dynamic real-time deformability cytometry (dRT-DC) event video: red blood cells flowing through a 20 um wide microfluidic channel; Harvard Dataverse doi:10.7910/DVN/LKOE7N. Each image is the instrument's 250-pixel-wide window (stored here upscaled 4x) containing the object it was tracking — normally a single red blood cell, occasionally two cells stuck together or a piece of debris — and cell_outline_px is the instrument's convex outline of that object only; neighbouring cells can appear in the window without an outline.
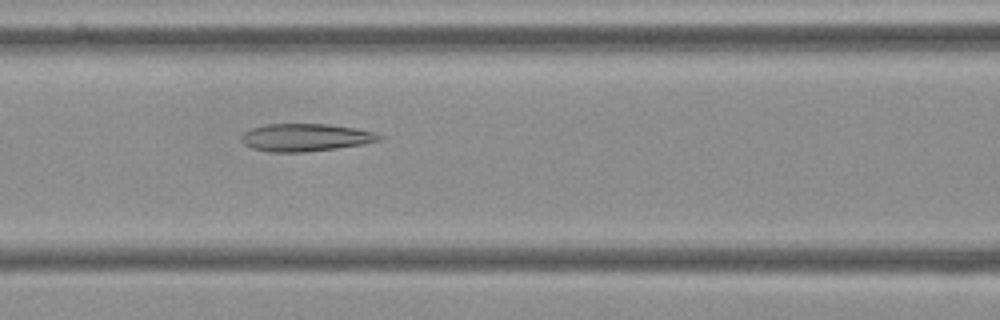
{"species": "Egyptian fruit bat (a non-hibernating species)", "species_latin": "Rousettus aegyptiacus", "temperature_condition": "cold", "stored_images_in_passage": 42, "camera_frame_rate_fps": 3000, "um_per_image_px": 0.085, "frame": {"image": 1, "passage_image": 17, "time_ms": 5.333, "image_size_px": [1000, 320], "cell_outline_px": [[384, 140], [364, 144], [336, 148], [304, 152], [272, 152], [252, 148], [244, 144], [240, 140], [240, 136], [244, 132], [252, 128], [264, 124], [328, 124], [356, 128], [376, 132], [384, 136]], "centroid_in_image_um": [26.01, 11.68], "position_along_channel_um": 140.6, "area_um2": 22.43}}
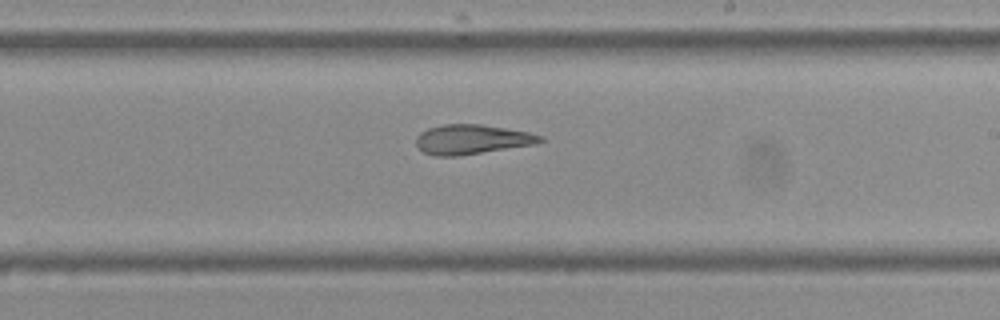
{"frame": {"image": 2, "passage_image": 26, "time_ms": 8.333, "image_size_px": [1000, 320], "cell_outline_px": [[548, 140], [536, 144], [460, 156], [436, 156], [424, 152], [416, 144], [416, 136], [420, 132], [428, 128], [444, 124], [480, 124], [528, 132], [544, 136]], "centroid_in_image_um": [40.14, 11.85], "position_along_channel_um": 248.9, "area_um2": 21.56}}
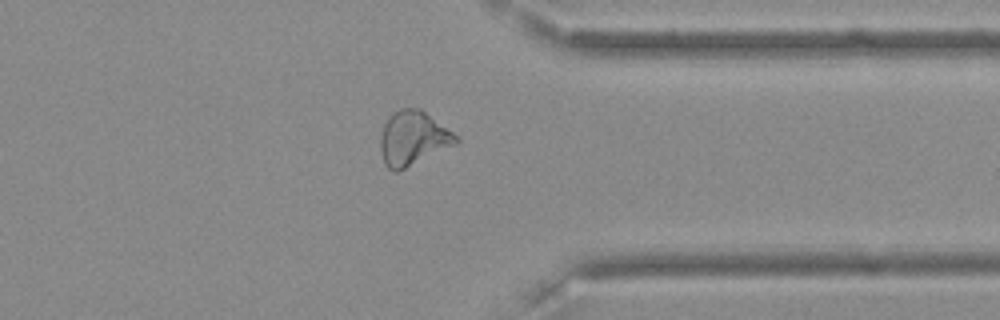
{"frame": {"image": 3, "passage_image": 37, "time_ms": 12.0, "image_size_px": [1000, 320], "cell_outline_px": [[460, 140], [456, 144], [396, 172], [392, 172], [384, 164], [380, 148], [380, 136], [384, 124], [392, 112], [400, 108], [420, 108], [460, 136]], "centroid_in_image_um": [35.11, 11.74], "position_along_channel_um": 376.3, "area_um2": 23.99}, "authors_computed_cell_mechanics": {"area_um2": 22.9177, "velocity_mm_per_s": 3.6139, "shape_relaxation_time_tau1_ms": null, "shape_relaxation_time_tau2_ms": 3.0647, "deformation_change_tau1": null, "deformation_change_tau2": 0.1108}}